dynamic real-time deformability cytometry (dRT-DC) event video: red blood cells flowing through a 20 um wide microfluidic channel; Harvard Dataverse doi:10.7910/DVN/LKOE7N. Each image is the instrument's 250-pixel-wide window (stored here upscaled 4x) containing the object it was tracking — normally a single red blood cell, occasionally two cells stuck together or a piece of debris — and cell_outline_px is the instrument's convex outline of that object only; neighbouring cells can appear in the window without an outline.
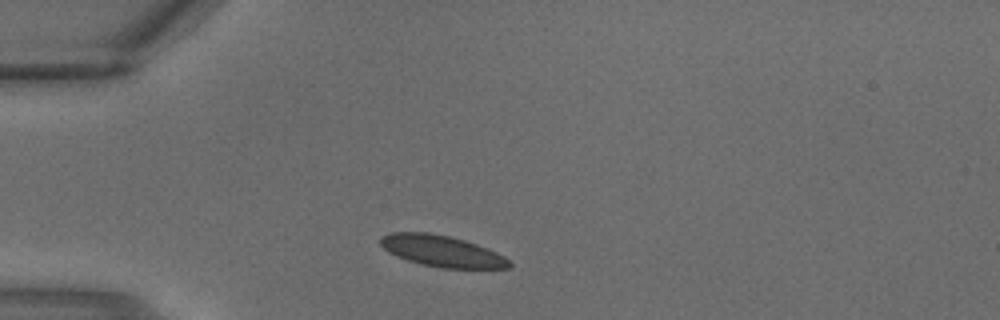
{"species": "common noctule bat (a hibernating species)", "species_latin": "Nyctalus noctula", "temperature_condition": "warm", "stored_images_in_passage": 1, "camera_frame_rate_fps": 3000, "um_per_image_px": 0.085, "animal": {"sex": "male", "body_mass_g": 18.8}, "frame": {"image": 1, "passage_image": 1, "time_ms": 0.0, "image_size_px": [1000, 320], "cell_outline_px": [[512, 268], [440, 268], [420, 264], [396, 256], [388, 252], [380, 244], [380, 236], [392, 232], [428, 232], [448, 236], [464, 240], [488, 248], [504, 256], [512, 264]], "centroid_in_image_um": [37.54, 21.34], "position_along_channel_um": 47.5, "area_um2": 23.52}}